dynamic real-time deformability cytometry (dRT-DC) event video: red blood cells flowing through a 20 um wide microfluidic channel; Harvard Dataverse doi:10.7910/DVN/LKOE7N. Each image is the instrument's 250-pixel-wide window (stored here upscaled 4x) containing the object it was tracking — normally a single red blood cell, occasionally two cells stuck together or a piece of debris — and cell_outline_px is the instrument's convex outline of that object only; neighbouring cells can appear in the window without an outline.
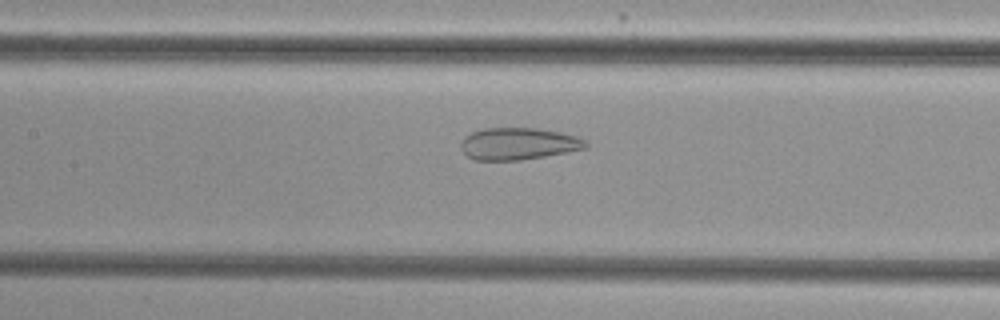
{"species": "common noctule bat (a hibernating species)", "species_latin": "Nyctalus noctula", "temperature_condition": "cold", "stored_images_in_passage": 33, "camera_frame_rate_fps": 3000, "um_per_image_px": 0.085, "animal": {"sex": "female", "body_mass_g": 29.2, "forearm_length_mm": 56.3}, "frame": {"image": 1, "passage_image": 12, "time_ms": 3.667, "image_size_px": [1000, 320], "cell_outline_px": [[588, 148], [544, 156], [520, 160], [472, 160], [460, 148], [460, 144], [464, 136], [472, 132], [484, 128], [536, 128], [560, 132], [576, 136], [584, 140], [588, 144]], "centroid_in_image_um": [44.04, 12.22], "position_along_channel_um": 163.4, "area_um2": 23.29}}
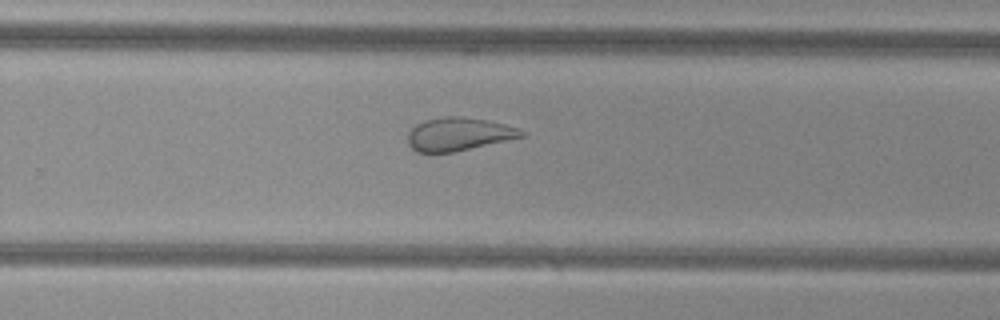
{"frame": {"image": 2, "passage_image": 22, "time_ms": 7.0, "image_size_px": [1000, 320], "cell_outline_px": [[528, 132], [524, 136], [452, 152], [416, 152], [408, 144], [408, 132], [416, 124], [424, 120], [444, 116], [464, 116], [488, 120], [504, 124]], "centroid_in_image_um": [38.96, 11.38], "position_along_channel_um": 290.8, "area_um2": 21.85}}
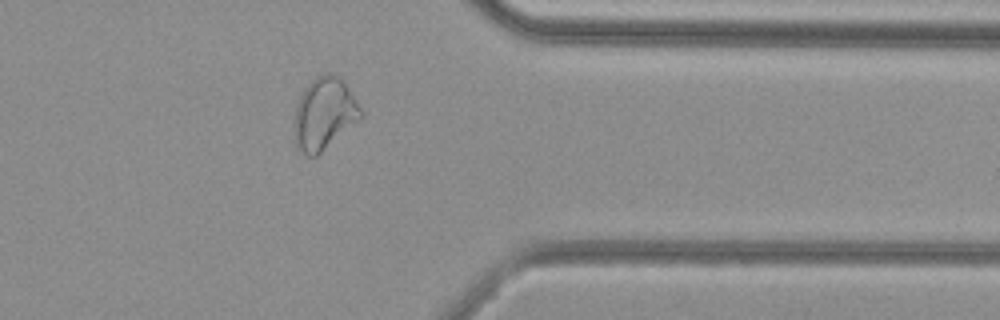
{"frame": {"image": 3, "passage_image": 30, "time_ms": 9.667, "image_size_px": [1000, 320], "cell_outline_px": [[364, 116], [360, 120], [316, 156], [308, 156], [296, 144], [292, 136], [292, 124], [296, 104], [304, 88], [316, 76], [328, 72], [344, 80], [364, 112]], "centroid_in_image_um": [27.55, 9.66], "position_along_channel_um": 383.9, "area_um2": 28.32}, "authors_computed_cell_mechanics": {"area_um2": 24.1604, "velocity_mm_per_s": 3.836, "shape_relaxation_time_tau1_ms": null, "shape_relaxation_time_tau2_ms": 1.1708, "deformation_change_tau1": null, "deformation_change_tau2": 0.0935}}